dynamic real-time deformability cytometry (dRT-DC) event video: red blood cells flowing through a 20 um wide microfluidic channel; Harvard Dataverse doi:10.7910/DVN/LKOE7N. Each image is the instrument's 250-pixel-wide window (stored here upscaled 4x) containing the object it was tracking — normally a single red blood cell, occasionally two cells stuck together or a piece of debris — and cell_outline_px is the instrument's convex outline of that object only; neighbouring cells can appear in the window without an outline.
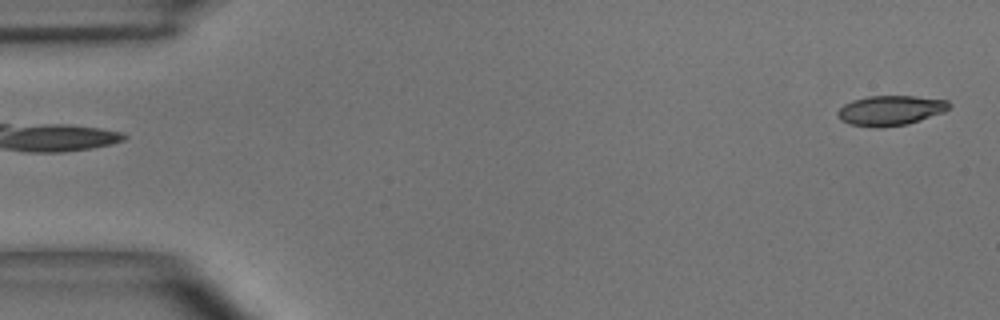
{"species": "common noctule bat (a hibernating species)", "species_latin": "Nyctalus noctula", "temperature_condition": "room temperature", "stored_images_in_passage": 49, "camera_frame_rate_fps": 3000, "um_per_image_px": 0.085, "animal": {"sex": "male", "body_mass_g": 15.6}, "frame": {"image": 1, "passage_image": 1, "time_ms": 0.0, "image_size_px": [1000, 320], "cell_outline_px": [[952, 104], [944, 112], [908, 124], [852, 124], [840, 120], [836, 116], [836, 112], [844, 104], [852, 100], [868, 96], [916, 96], [948, 100]], "centroid_in_image_um": [75.72, 9.33], "position_along_channel_um": 9.3, "area_um2": 18.73}}
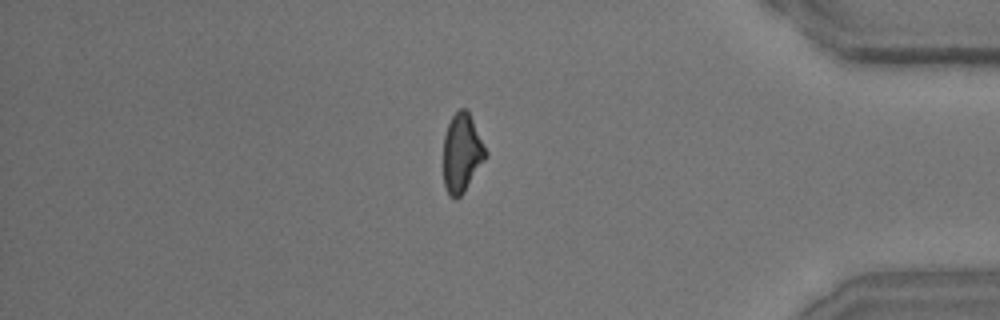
{"frame": {"image": 2, "passage_image": 42, "time_ms": 13.667, "image_size_px": [1000, 320], "cell_outline_px": [[488, 156], [464, 192], [456, 200], [444, 188], [444, 136], [448, 124], [452, 116], [460, 108], [468, 108], [488, 152]], "centroid_in_image_um": [39.29, 12.98], "position_along_channel_um": 395.9, "area_um2": 19.59}}
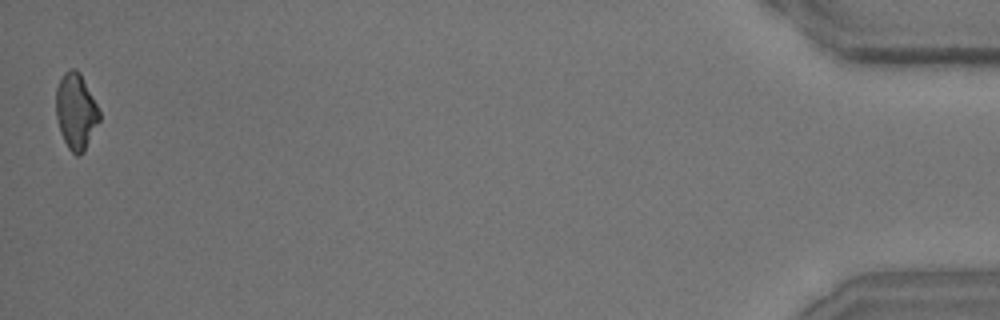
{"frame": {"image": 3, "passage_image": 49, "time_ms": 16.0, "image_size_px": [1000, 320], "cell_outline_px": [[100, 120], [84, 152], [80, 156], [76, 156], [68, 148], [60, 132], [56, 116], [56, 88], [64, 72], [72, 68], [76, 68], [80, 72], [100, 112]], "centroid_in_image_um": [6.45, 9.48], "position_along_channel_um": 428.7, "area_um2": 19.19}, "authors_computed_cell_mechanics": {"area_um2": 20.23, "velocity_mm_per_s": 3.9672, "shape_relaxation_time_tau1_ms": 4.6461, "shape_relaxation_time_tau2_ms": 2.9882, "deformation_change_tau1": 0.1426, "deformation_change_tau2": 0.1121}}